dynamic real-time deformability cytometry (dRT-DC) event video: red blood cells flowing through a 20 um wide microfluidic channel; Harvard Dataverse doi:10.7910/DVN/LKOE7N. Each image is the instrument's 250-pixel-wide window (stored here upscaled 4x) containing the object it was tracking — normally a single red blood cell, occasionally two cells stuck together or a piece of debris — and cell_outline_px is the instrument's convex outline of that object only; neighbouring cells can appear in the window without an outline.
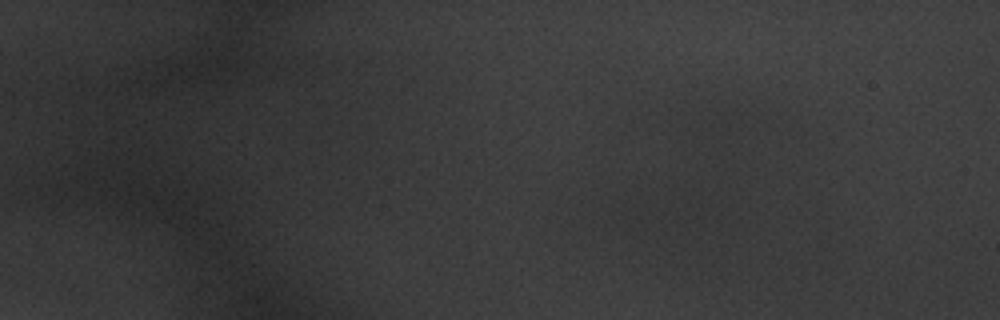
{"species": "common noctule bat (a hibernating species)", "species_latin": "Nyctalus noctula", "temperature_condition": "warm", "stored_images_in_passage": 10, "camera_frame_rate_fps": 3000, "um_per_image_px": 0.085, "animal": {"sex": "male", "body_mass_g": 20.1, "forearm_length_mm": 53.5}, "frame": {"image": 1, "passage_image": 2, "time_ms": 0.333, "image_size_px": [1000, 320], "cell_outline_px": [[692, 208], [664, 232], [640, 236], [604, 220], [608, 216], [624, 208], [668, 200], [692, 200]], "centroid_in_image_um": [55.29, 18.41], "position_along_channel_um": 29.7, "area_um2": 14.05}}